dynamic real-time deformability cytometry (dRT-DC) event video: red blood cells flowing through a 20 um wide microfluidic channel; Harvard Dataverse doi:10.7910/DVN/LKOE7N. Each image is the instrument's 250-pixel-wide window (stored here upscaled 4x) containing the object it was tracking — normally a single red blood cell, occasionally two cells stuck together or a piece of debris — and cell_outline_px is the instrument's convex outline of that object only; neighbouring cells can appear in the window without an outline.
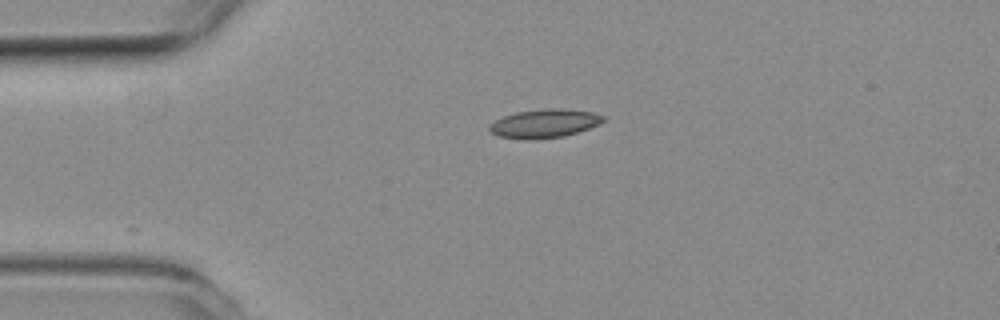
{"species": "common noctule bat (a hibernating species)", "species_latin": "Nyctalus noctula", "temperature_condition": "room temperature", "stored_images_in_passage": 15, "camera_frame_rate_fps": 3000, "um_per_image_px": 0.085, "animal": {"sex": "female", "body_mass_g": 19.3, "forearm_length_mm": 54.1}, "frame": {"image": 1, "passage_image": 1, "time_ms": 0.0, "image_size_px": [1000, 320], "cell_outline_px": [[604, 120], [600, 124], [564, 136], [532, 140], [524, 140], [500, 136], [492, 132], [488, 128], [488, 124], [504, 116], [516, 112], [548, 108], [560, 108], [592, 112], [604, 116]], "centroid_in_image_um": [46.26, 10.5], "position_along_channel_um": 38.7, "area_um2": 18.9}}
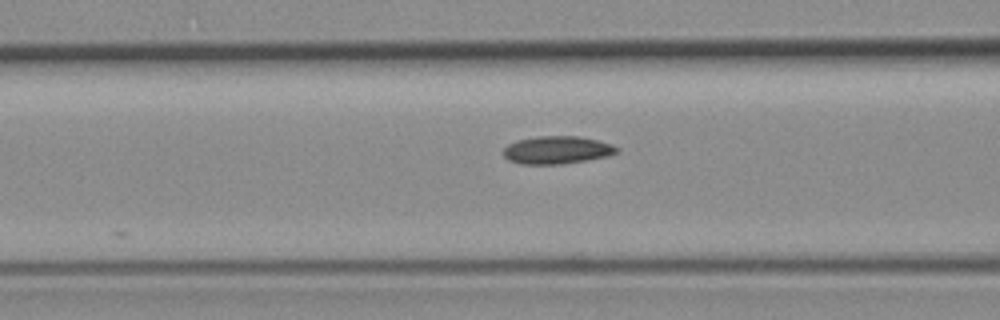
{"frame": {"image": 2, "passage_image": 10, "time_ms": 3.0, "image_size_px": [1000, 320], "cell_outline_px": [[620, 152], [608, 156], [588, 160], [564, 164], [520, 164], [508, 160], [504, 156], [504, 148], [508, 144], [516, 140], [536, 136], [580, 136], [612, 144], [620, 148]], "centroid_in_image_um": [47.37, 12.75], "position_along_channel_um": 119.2, "area_um2": 18.61}}
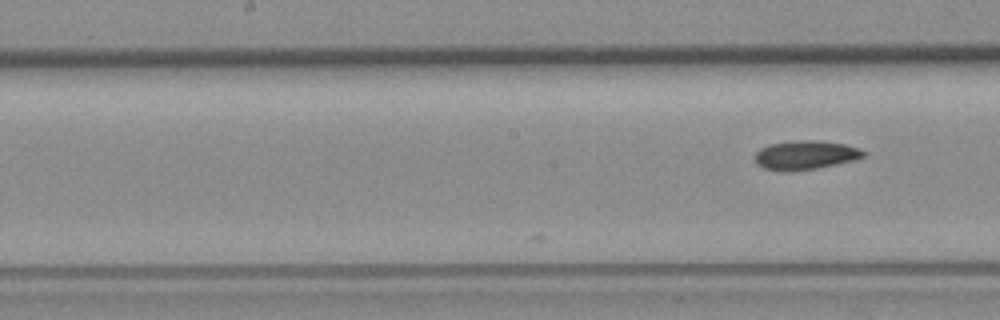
{"frame": {"image": 3, "passage_image": 15, "time_ms": 4.667, "image_size_px": [1000, 320], "cell_outline_px": [[864, 156], [852, 160], [816, 168], [784, 172], [764, 168], [756, 164], [756, 152], [760, 148], [772, 144], [792, 140], [816, 140], [844, 144], [860, 148], [864, 152]], "centroid_in_image_um": [68.42, 13.17], "position_along_channel_um": 179.8, "area_um2": 18.09}}